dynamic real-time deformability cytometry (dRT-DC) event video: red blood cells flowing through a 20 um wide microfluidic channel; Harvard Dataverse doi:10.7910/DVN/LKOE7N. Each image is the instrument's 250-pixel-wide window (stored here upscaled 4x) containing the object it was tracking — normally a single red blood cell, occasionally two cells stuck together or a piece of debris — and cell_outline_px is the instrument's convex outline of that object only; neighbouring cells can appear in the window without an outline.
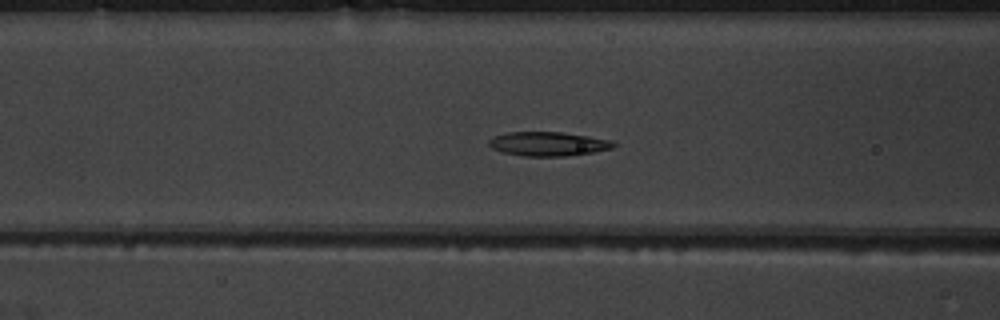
{"species": "common noctule bat (a hibernating species)", "species_latin": "Nyctalus noctula", "temperature_condition": "warm", "stored_images_in_passage": 53, "camera_frame_rate_fps": 3000, "um_per_image_px": 0.085, "animal": {"sex": "male", "body_mass_g": 19.5, "forearm_length_mm": 54.6}, "frame": {"image": 1, "passage_image": 22, "time_ms": 7.0, "image_size_px": [1000, 320], "cell_outline_px": [[616, 144], [612, 148], [592, 152], [564, 156], [524, 156], [500, 152], [492, 148], [488, 144], [488, 140], [496, 136], [508, 132], [560, 132], [588, 136], [612, 140]], "centroid_in_image_um": [46.57, 12.23], "position_along_channel_um": 120.0, "area_um2": 17.4}}
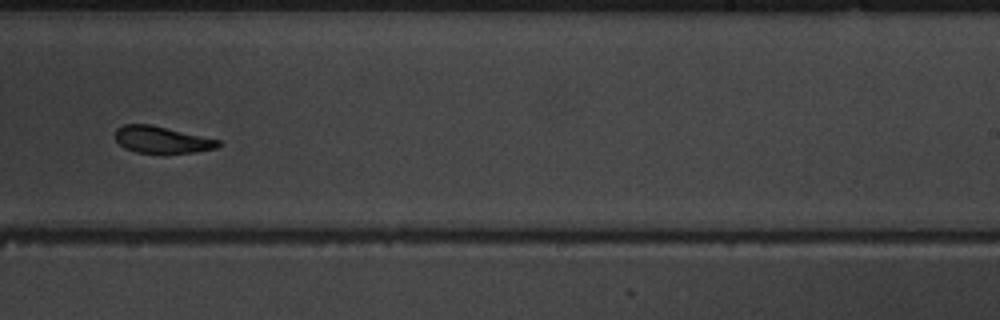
{"frame": {"image": 2, "passage_image": 34, "time_ms": 11.0, "image_size_px": [1000, 320], "cell_outline_px": [[224, 144], [216, 148], [196, 152], [164, 156], [136, 152], [124, 148], [116, 140], [116, 128], [124, 124], [152, 124], [220, 140]], "centroid_in_image_um": [13.79, 11.92], "position_along_channel_um": 275.2, "area_um2": 16.88}}
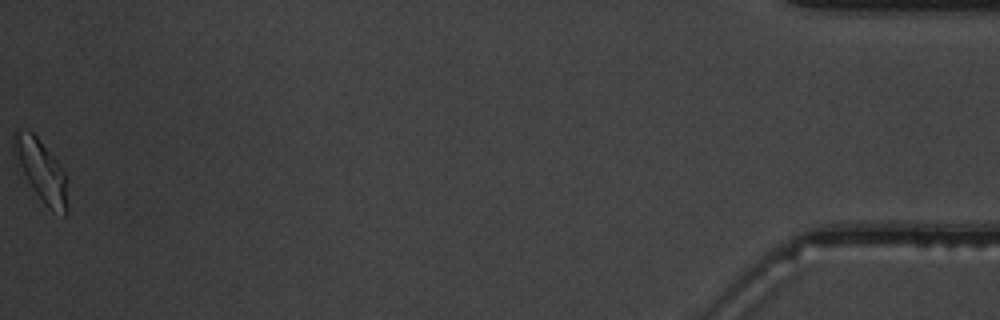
{"frame": {"image": 3, "passage_image": 53, "time_ms": 17.333, "image_size_px": [1000, 320], "cell_outline_px": [[68, 212], [64, 216], [52, 212], [44, 204], [32, 188], [12, 148], [12, 132], [16, 128], [20, 128], [32, 132], [36, 136], [56, 160], [64, 172], [68, 180]], "centroid_in_image_um": [3.54, 14.53], "position_along_channel_um": 431.7, "area_um2": 19.36}, "authors_computed_cell_mechanics": {"area_um2": 17.9758, "velocity_mm_per_s": 3.8872, "shape_relaxation_time_tau1_ms": 8.6502, "shape_relaxation_time_tau2_ms": 3.0285, "deformation_change_tau1": 0.2469, "deformation_change_tau2": 0.0915}}